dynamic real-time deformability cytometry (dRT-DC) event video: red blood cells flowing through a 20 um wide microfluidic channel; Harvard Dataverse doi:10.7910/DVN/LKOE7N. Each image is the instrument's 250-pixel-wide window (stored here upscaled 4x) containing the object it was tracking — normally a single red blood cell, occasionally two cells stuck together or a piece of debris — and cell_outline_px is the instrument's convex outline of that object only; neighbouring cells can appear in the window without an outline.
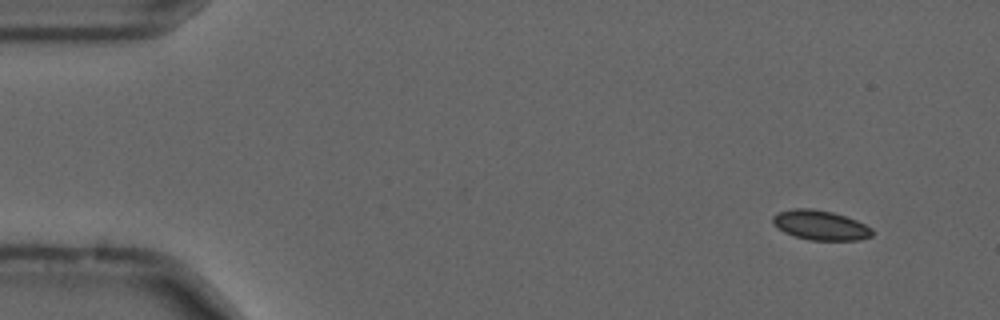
{"species": "common noctule bat (a hibernating species)", "species_latin": "Nyctalus noctula", "temperature_condition": "cold", "stored_images_in_passage": 56, "camera_frame_rate_fps": 3000, "um_per_image_px": 0.085, "animal": {"sex": "male", "forearm_length_mm": 52.5}, "frame": {"image": 1, "passage_image": 5, "time_ms": 1.333, "image_size_px": [1000, 320], "cell_outline_px": [[872, 236], [860, 240], [808, 240], [784, 232], [772, 224], [772, 216], [780, 212], [792, 208], [812, 208], [832, 212], [856, 220], [872, 228]], "centroid_in_image_um": [69.72, 19.14], "position_along_channel_um": 15.3, "area_um2": 17.17}}
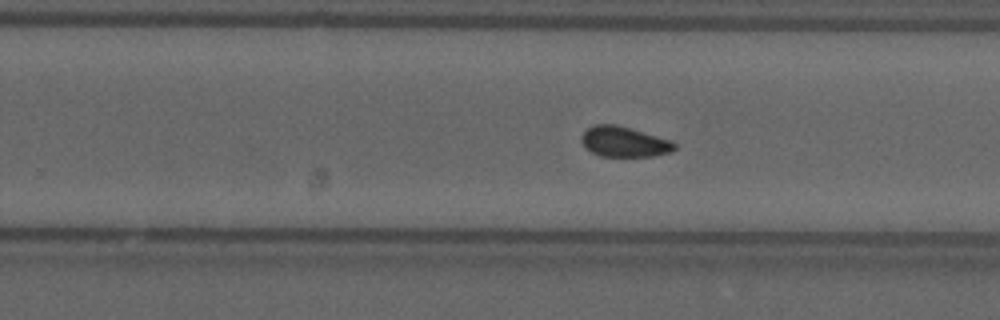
{"frame": {"image": 2, "passage_image": 35, "time_ms": 11.333, "image_size_px": [1000, 320], "cell_outline_px": [[676, 148], [672, 152], [652, 156], [600, 156], [584, 148], [580, 140], [580, 136], [592, 124], [616, 124], [632, 128], [672, 140], [676, 144]], "centroid_in_image_um": [53.04, 12.04], "position_along_channel_um": 276.8, "area_um2": 16.76}}
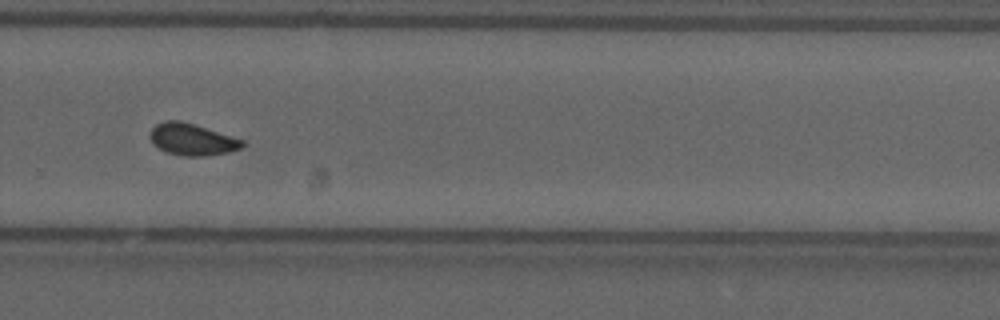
{"frame": {"image": 3, "passage_image": 38, "time_ms": 12.333, "image_size_px": [1000, 320], "cell_outline_px": [[244, 144], [240, 148], [228, 152], [204, 156], [184, 156], [168, 152], [152, 144], [152, 128], [156, 124], [164, 120], [180, 120], [244, 140]], "centroid_in_image_um": [16.33, 11.85], "position_along_channel_um": 313.5, "area_um2": 16.7}, "authors_computed_cell_mechanics": {"area_um2": 16.9065, "velocity_mm_per_s": 3.6784, "shape_relaxation_time_tau1_ms": null, "shape_relaxation_time_tau2_ms": 2.3457, "deformation_change_tau1": null, "deformation_change_tau2": 0.0447}}